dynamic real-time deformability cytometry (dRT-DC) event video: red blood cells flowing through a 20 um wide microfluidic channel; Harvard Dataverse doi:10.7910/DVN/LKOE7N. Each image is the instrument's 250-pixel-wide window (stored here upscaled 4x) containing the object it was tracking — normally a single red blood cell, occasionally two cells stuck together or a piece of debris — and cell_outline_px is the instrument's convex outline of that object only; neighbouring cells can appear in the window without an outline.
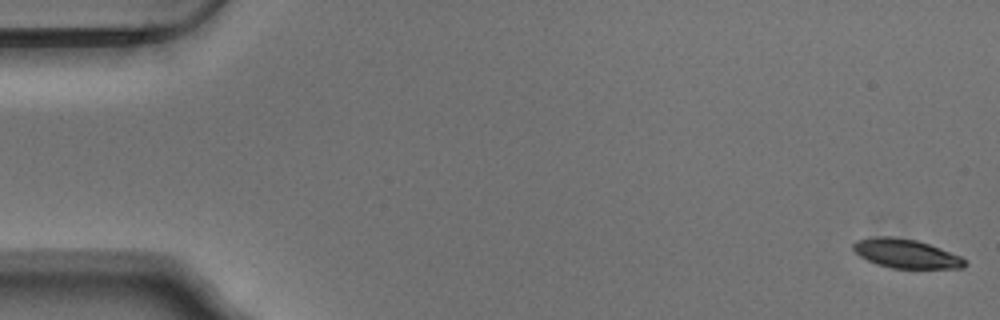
{"species": "Egyptian fruit bat (a non-hibernating species)", "species_latin": "Rousettus aegyptiacus", "temperature_condition": "warm", "stored_images_in_passage": 54, "camera_frame_rate_fps": 3000, "um_per_image_px": 0.085, "animal": {"sex": "male"}, "frame": {"image": 1, "passage_image": 1, "time_ms": 0.0, "image_size_px": [1000, 320], "cell_outline_px": [[964, 268], [892, 268], [876, 264], [860, 256], [852, 248], [852, 244], [856, 240], [872, 236], [892, 236], [916, 240], [940, 248], [960, 256], [964, 260]], "centroid_in_image_um": [76.95, 21.54], "position_along_channel_um": 8.1, "area_um2": 18.73}}
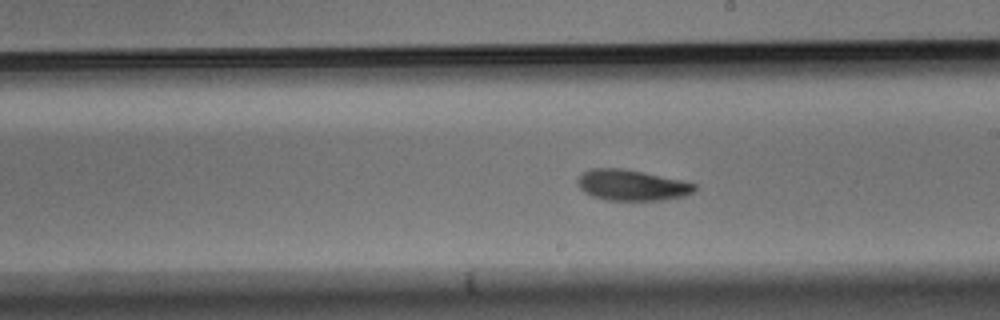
{"frame": {"image": 2, "passage_image": 31, "time_ms": 10.0, "image_size_px": [1000, 320], "cell_outline_px": [[696, 188], [692, 192], [684, 196], [664, 200], [604, 200], [592, 196], [584, 192], [580, 188], [576, 180], [584, 172], [592, 168], [624, 168], [644, 172], [680, 180], [696, 184]], "centroid_in_image_um": [53.68, 15.74], "position_along_channel_um": 235.3, "area_um2": 20.98}}
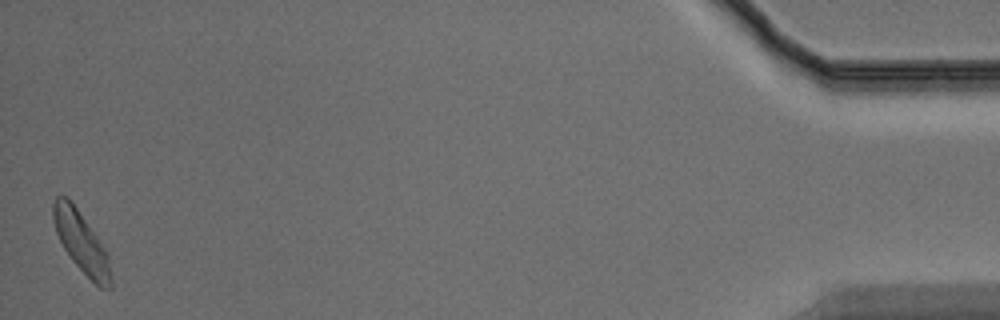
{"frame": {"image": 3, "passage_image": 54, "time_ms": 17.667, "image_size_px": [1000, 320], "cell_outline_px": [[112, 288], [100, 288], [72, 260], [64, 248], [56, 232], [52, 220], [52, 204], [56, 196], [68, 196], [100, 240], [108, 252], [112, 280]], "centroid_in_image_um": [6.92, 20.56], "position_along_channel_um": 428.3, "area_um2": 20.4}, "authors_computed_cell_mechanics": {"area_um2": 20.6635, "velocity_mm_per_s": 3.708, "shape_relaxation_time_tau1_ms": 2.1279, "shape_relaxation_time_tau2_ms": 8.9942, "deformation_change_tau1": 0.1234, "deformation_change_tau2": 0.1555}}